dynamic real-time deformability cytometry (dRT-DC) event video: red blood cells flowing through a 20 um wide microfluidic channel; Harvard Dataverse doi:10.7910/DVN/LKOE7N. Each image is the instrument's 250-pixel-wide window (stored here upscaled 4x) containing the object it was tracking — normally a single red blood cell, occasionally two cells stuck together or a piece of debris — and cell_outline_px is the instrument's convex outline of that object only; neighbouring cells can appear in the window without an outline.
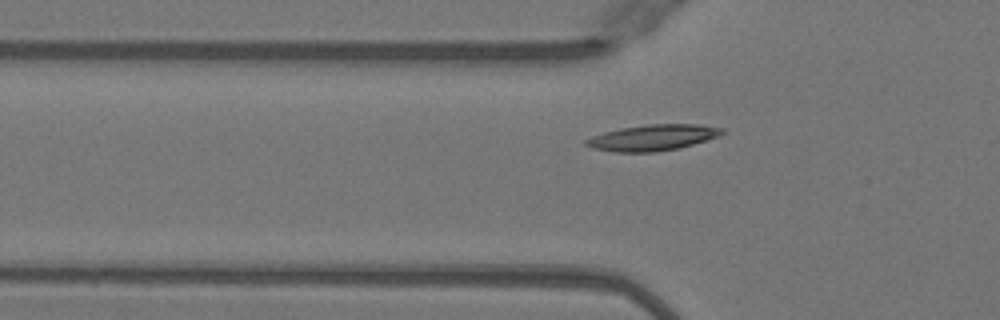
{"species": "Egyptian fruit bat (a non-hibernating species)", "species_latin": "Rousettus aegyptiacus", "temperature_condition": "warm", "stored_images_in_passage": 37, "camera_frame_rate_fps": 3000, "um_per_image_px": 0.085, "animal": {"sex": "female"}, "frame": {"image": 1, "passage_image": 12, "time_ms": 3.667, "image_size_px": [1000, 320], "cell_outline_px": [[724, 132], [716, 136], [692, 144], [676, 148], [656, 152], [616, 152], [592, 148], [584, 144], [584, 140], [592, 136], [604, 132], [620, 128], [648, 124], [700, 124], [724, 128]], "centroid_in_image_um": [55.43, 11.69], "position_along_channel_um": 70.4, "area_um2": 20.4}}
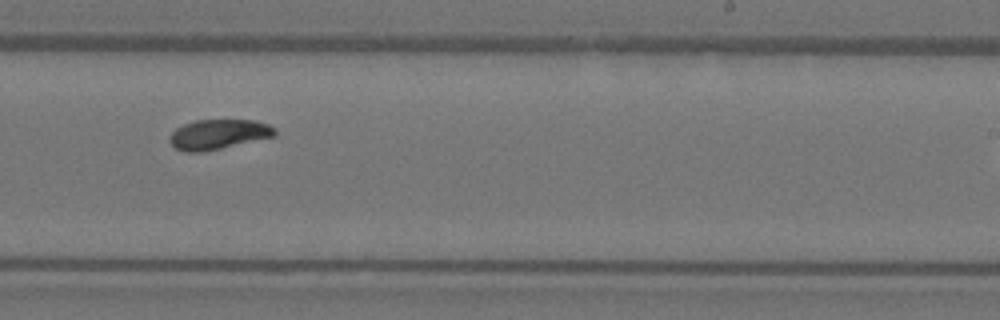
{"frame": {"image": 2, "passage_image": 27, "time_ms": 8.667, "image_size_px": [1000, 320], "cell_outline_px": [[276, 136], [204, 152], [184, 152], [176, 148], [168, 140], [168, 136], [176, 128], [184, 124], [196, 120], [256, 120], [268, 124], [276, 128]], "centroid_in_image_um": [18.57, 11.42], "position_along_channel_um": 270.4, "area_um2": 18.5}}
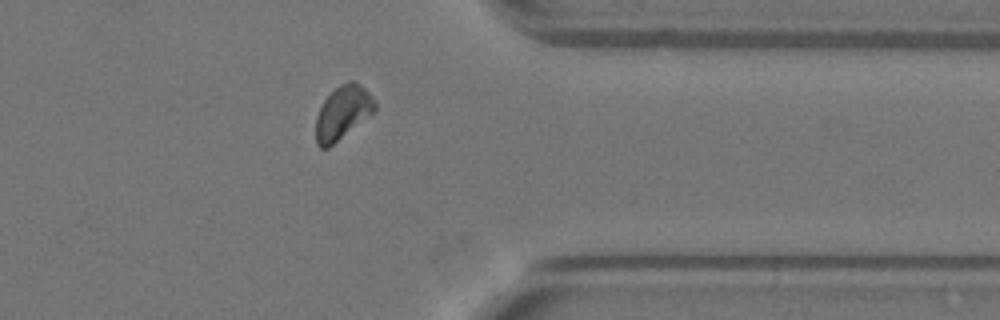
{"frame": {"image": 3, "passage_image": 36, "time_ms": 11.667, "image_size_px": [1000, 320], "cell_outline_px": [[376, 108], [372, 112], [328, 148], [320, 148], [316, 144], [316, 116], [324, 100], [340, 84], [348, 80], [352, 80], [360, 84], [372, 96], [376, 104]], "centroid_in_image_um": [29.1, 9.55], "position_along_channel_um": 382.3, "area_um2": 17.92}}